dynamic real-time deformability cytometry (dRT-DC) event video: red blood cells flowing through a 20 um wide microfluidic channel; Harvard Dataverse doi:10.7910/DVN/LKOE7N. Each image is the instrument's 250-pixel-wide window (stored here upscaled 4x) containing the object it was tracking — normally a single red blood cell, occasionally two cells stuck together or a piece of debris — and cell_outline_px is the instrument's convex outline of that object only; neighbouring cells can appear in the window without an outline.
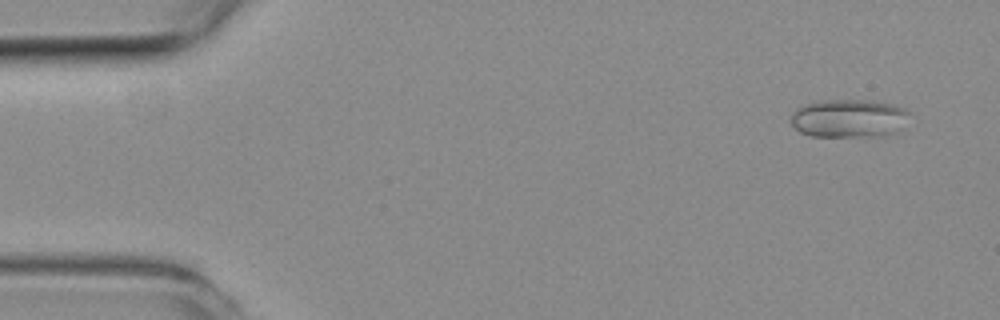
{"species": "common noctule bat (a hibernating species)", "species_latin": "Nyctalus noctula", "temperature_condition": "room temperature", "stored_images_in_passage": 45, "camera_frame_rate_fps": 3000, "um_per_image_px": 0.085, "animal": {"sex": "female", "body_mass_g": 19.3, "forearm_length_mm": 54.1}, "frame": {"image": 1, "passage_image": 3, "time_ms": 0.667, "image_size_px": [1000, 320], "cell_outline_px": [[912, 112], [900, 128], [892, 132], [880, 136], [812, 136], [800, 132], [792, 124], [792, 112], [796, 108], [804, 104], [816, 100], [868, 100], [892, 104], [904, 108]], "centroid_in_image_um": [72.13, 10.04], "position_along_channel_um": 12.9, "area_um2": 26.41}}
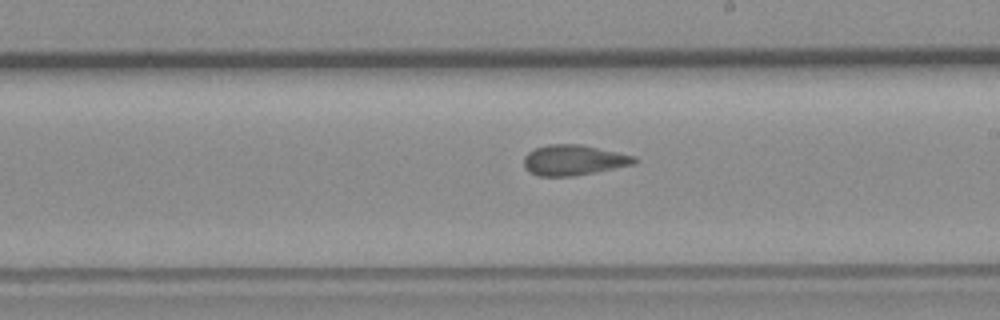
{"frame": {"image": 2, "passage_image": 28, "time_ms": 9.0, "image_size_px": [1000, 320], "cell_outline_px": [[636, 164], [572, 176], [536, 176], [528, 172], [524, 168], [524, 156], [528, 152], [536, 148], [548, 144], [580, 144], [636, 156]], "centroid_in_image_um": [48.73, 13.61], "position_along_channel_um": 240.3, "area_um2": 19.59}}
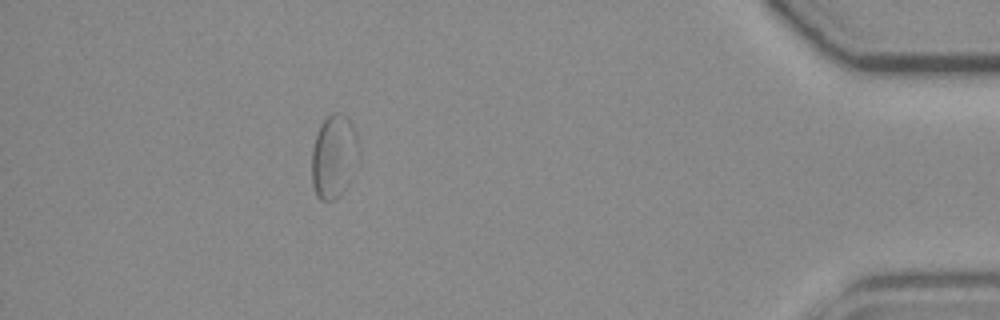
{"frame": {"image": 3, "passage_image": 45, "time_ms": 14.667, "image_size_px": [1000, 320], "cell_outline_px": [[356, 144], [352, 176], [348, 184], [340, 196], [336, 200], [320, 200], [316, 196], [312, 184], [312, 148], [320, 124], [332, 112], [340, 112], [348, 120], [356, 136]], "centroid_in_image_um": [28.31, 13.34], "position_along_channel_um": 406.9, "area_um2": 22.2}, "authors_computed_cell_mechanics": {"area_um2": 19.5942, "velocity_mm_per_s": 3.9493, "shape_relaxation_time_tau1_ms": null, "shape_relaxation_time_tau2_ms": 2.074, "deformation_change_tau1": null, "deformation_change_tau2": 0.0559}}